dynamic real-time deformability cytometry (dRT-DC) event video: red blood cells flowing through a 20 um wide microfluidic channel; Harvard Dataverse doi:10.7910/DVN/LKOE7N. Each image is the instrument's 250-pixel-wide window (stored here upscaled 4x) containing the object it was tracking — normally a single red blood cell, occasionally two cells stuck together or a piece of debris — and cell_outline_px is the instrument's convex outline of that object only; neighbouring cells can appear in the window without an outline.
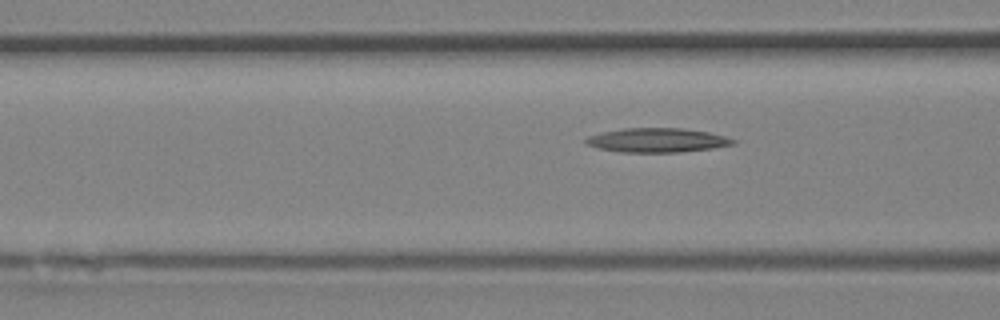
{"species": "Egyptian fruit bat (a non-hibernating species)", "species_latin": "Rousettus aegyptiacus", "temperature_condition": "room temperature", "stored_images_in_passage": 4, "camera_frame_rate_fps": 3000, "um_per_image_px": 0.085, "animal": {"sex": "female"}, "frame": {"image": 1, "passage_image": 4, "time_ms": 1.0, "image_size_px": [1000, 320], "cell_outline_px": [[736, 144], [712, 148], [680, 152], [620, 152], [596, 148], [584, 144], [584, 140], [588, 136], [600, 132], [624, 128], [680, 128], [708, 132], [724, 136], [736, 140]], "centroid_in_image_um": [55.8, 11.92], "position_along_channel_um": 110.8, "area_um2": 20.87}}